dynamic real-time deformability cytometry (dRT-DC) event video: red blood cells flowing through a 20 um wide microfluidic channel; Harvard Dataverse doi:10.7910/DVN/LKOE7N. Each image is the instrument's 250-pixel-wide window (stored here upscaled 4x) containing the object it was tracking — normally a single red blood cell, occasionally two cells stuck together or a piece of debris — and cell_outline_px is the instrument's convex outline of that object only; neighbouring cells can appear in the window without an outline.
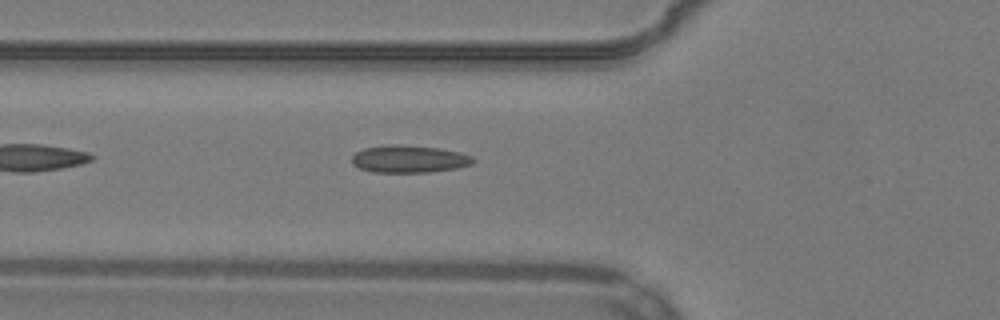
{"species": "common noctule bat (a hibernating species)", "species_latin": "Nyctalus noctula", "temperature_condition": "warm", "stored_images_in_passage": 39, "segment_of_instrument_passage": [1, 2], "camera_frame_rate_fps": 3000, "um_per_image_px": 0.085, "animal": {"sex": "male", "body_mass_g": 19.2, "forearm_length_mm": 51.8}, "frame": {"image": 1, "passage_image": 4, "time_ms": 1.0, "image_size_px": [1000, 320], "cell_outline_px": [[476, 160], [472, 164], [456, 168], [428, 172], [372, 172], [360, 168], [352, 164], [352, 156], [356, 152], [364, 148], [392, 144], [400, 144], [440, 148], [460, 152], [472, 156]], "centroid_in_image_um": [34.78, 13.51], "position_along_channel_um": 91.0, "area_um2": 19.42}}
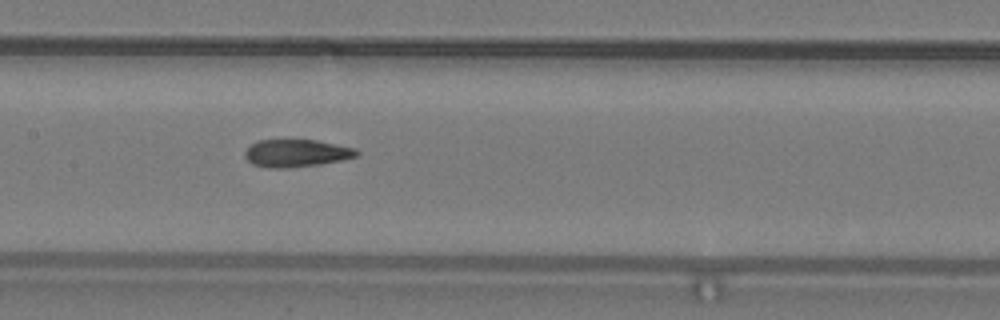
{"frame": {"image": 2, "passage_image": 11, "time_ms": 3.333, "image_size_px": [1000, 320], "cell_outline_px": [[360, 156], [344, 160], [320, 164], [284, 168], [268, 168], [252, 164], [244, 156], [244, 152], [256, 140], [316, 140], [356, 148], [360, 152]], "centroid_in_image_um": [25.23, 13.02], "position_along_channel_um": 182.2, "area_um2": 18.09}}
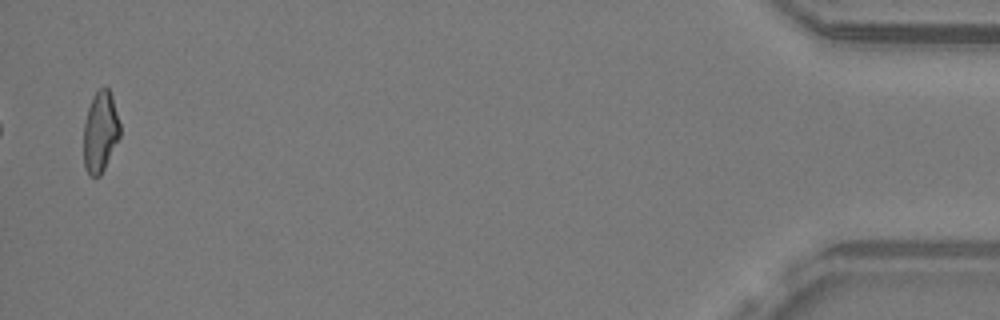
{"frame": {"image": 3, "passage_image": 37, "time_ms": 12.0, "image_size_px": [1000, 320], "cell_outline_px": [[120, 136], [100, 176], [88, 176], [84, 168], [84, 124], [88, 108], [92, 96], [104, 84], [108, 88], [112, 96], [120, 124]], "centroid_in_image_um": [8.52, 11.19], "position_along_channel_um": 426.7, "area_um2": 17.17}}